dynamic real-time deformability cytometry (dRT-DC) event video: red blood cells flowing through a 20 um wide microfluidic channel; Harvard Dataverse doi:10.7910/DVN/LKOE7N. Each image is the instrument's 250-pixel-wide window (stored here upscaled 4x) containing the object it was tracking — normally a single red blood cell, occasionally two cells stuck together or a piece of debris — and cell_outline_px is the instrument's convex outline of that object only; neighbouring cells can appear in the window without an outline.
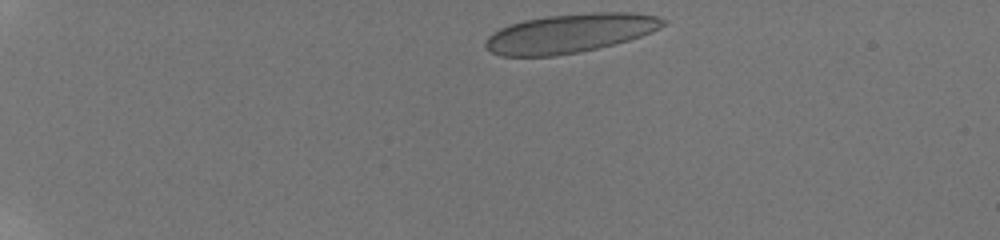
{"species": "human", "species_latin": "Homo sapiens", "temperature_condition": "room temperature", "stored_images_in_passage": 44, "camera_frame_rate_fps": 3000, "um_per_image_px": 0.085, "donor": {"sex": "male"}, "frame": {"image": 1, "passage_image": 1, "time_ms": 0.0, "image_size_px": [1000, 240], "cell_outline_px": [[668, 24], [652, 32], [628, 40], [580, 52], [556, 56], [500, 56], [492, 52], [484, 44], [484, 40], [492, 32], [500, 28], [524, 20], [544, 16], [592, 12], [636, 12], [656, 16], [668, 20]], "centroid_in_image_um": [48.47, 2.82], "position_along_channel_um": 36.5, "area_um2": 40.52}}
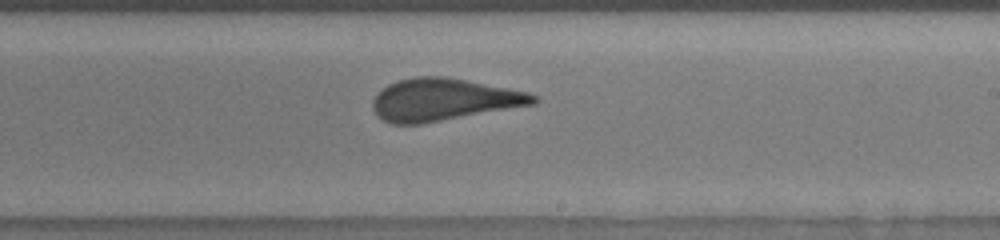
{"frame": {"image": 2, "passage_image": 25, "time_ms": 8.0, "image_size_px": [1000, 240], "cell_outline_px": [[540, 100], [536, 104], [420, 124], [392, 124], [376, 116], [372, 108], [372, 100], [388, 84], [400, 80], [416, 76], [444, 76], [508, 88], [528, 92], [540, 96]], "centroid_in_image_um": [37.72, 8.47], "position_along_channel_um": 251.3, "area_um2": 39.48}}
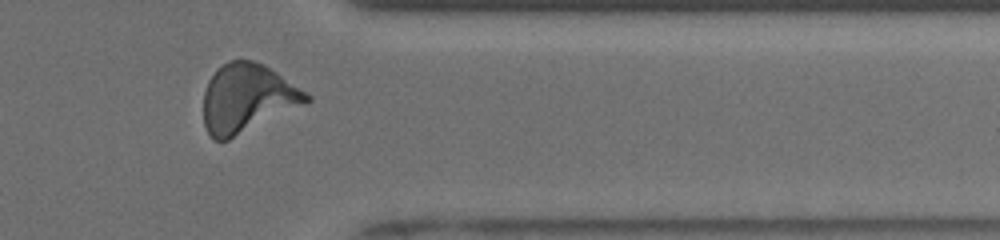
{"frame": {"image": 3, "passage_image": 36, "time_ms": 11.667, "image_size_px": [1000, 240], "cell_outline_px": [[312, 100], [304, 104], [228, 140], [216, 140], [208, 132], [204, 124], [204, 92], [208, 80], [216, 68], [228, 60], [252, 60], [264, 64], [312, 96]], "centroid_in_image_um": [21.0, 8.33], "position_along_channel_um": 390.4, "area_um2": 40.75}}